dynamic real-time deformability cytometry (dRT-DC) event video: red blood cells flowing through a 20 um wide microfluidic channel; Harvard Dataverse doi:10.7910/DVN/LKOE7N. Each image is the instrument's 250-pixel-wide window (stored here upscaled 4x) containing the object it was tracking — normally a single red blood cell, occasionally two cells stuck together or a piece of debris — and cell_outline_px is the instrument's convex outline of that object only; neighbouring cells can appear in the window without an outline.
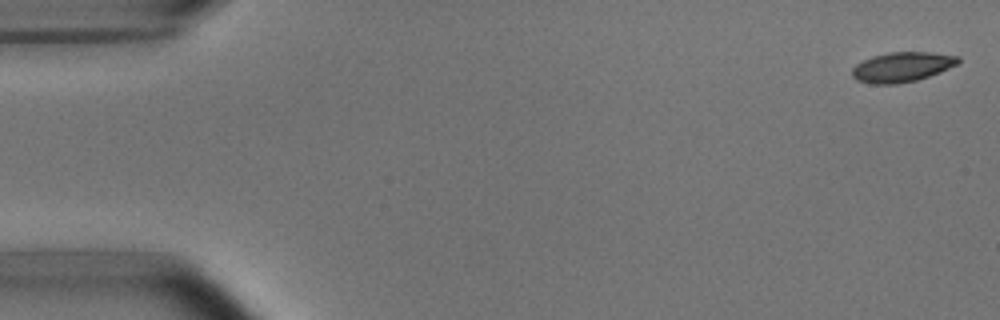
{"species": "common noctule bat (a hibernating species)", "species_latin": "Nyctalus noctula", "temperature_condition": "room temperature", "stored_images_in_passage": 4, "camera_frame_rate_fps": 3000, "um_per_image_px": 0.085, "animal": {"sex": "male", "body_mass_g": 15.6}, "frame": {"image": 1, "passage_image": 1, "time_ms": 0.0, "image_size_px": [1000, 320], "cell_outline_px": [[960, 60], [956, 64], [948, 68], [928, 76], [916, 80], [896, 84], [872, 84], [856, 80], [852, 76], [852, 68], [856, 64], [872, 56], [888, 52], [928, 52], [960, 56]], "centroid_in_image_um": [76.63, 5.69], "position_along_channel_um": 8.4, "area_um2": 18.32}}